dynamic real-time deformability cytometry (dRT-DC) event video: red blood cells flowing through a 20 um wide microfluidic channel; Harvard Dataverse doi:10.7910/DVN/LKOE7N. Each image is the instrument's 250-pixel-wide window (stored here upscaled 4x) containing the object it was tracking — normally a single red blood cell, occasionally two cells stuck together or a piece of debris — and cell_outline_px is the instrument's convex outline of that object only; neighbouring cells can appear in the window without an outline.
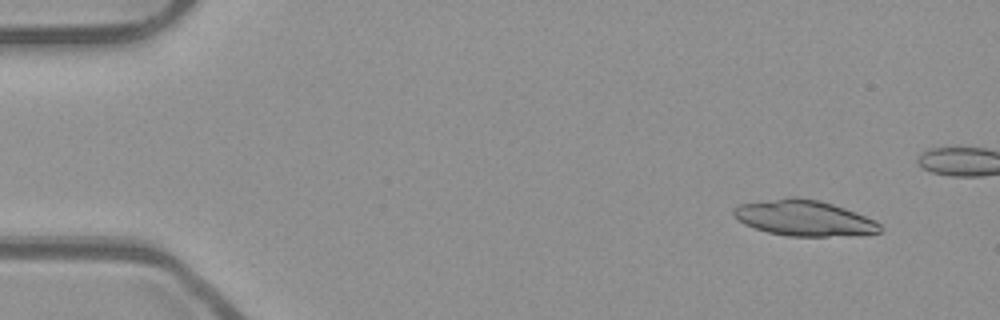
{"species": "common noctule bat (a hibernating species)", "species_latin": "Nyctalus noctula", "temperature_condition": "room temperature", "stored_images_in_passage": 21, "camera_frame_rate_fps": 3000, "um_per_image_px": 0.085, "animal": {"sex": "male", "body_mass_g": 23.1, "forearm_length_mm": 52.7}, "frame": {"image": 1, "passage_image": 4, "time_ms": 1.0, "image_size_px": [1000, 320], "cell_outline_px": [[880, 232], [828, 236], [788, 236], [768, 232], [744, 224], [732, 216], [732, 208], [740, 204], [788, 196], [796, 196], [820, 200], [856, 212], [876, 220], [880, 224]], "centroid_in_image_um": [68.28, 18.51], "position_along_channel_um": 16.7, "area_um2": 30.4}}